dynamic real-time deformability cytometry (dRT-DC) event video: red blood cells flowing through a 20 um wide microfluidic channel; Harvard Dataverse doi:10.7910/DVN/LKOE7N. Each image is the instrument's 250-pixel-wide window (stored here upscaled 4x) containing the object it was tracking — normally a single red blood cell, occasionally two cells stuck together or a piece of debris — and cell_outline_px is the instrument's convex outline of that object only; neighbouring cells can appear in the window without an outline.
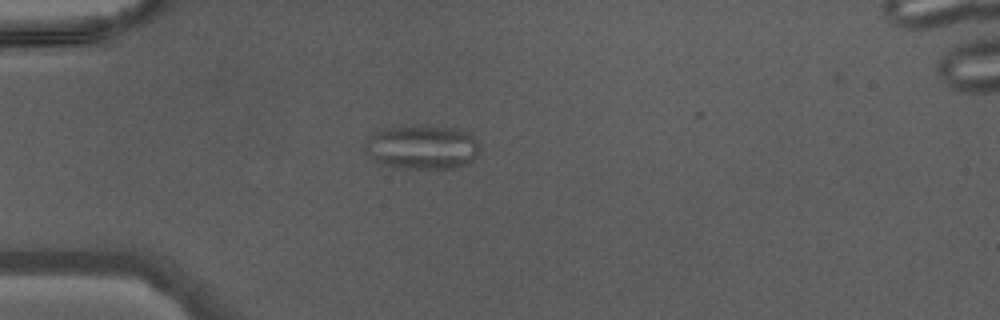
{"species": "Egyptian fruit bat (a non-hibernating species)", "species_latin": "Rousettus aegyptiacus", "temperature_condition": "warm", "stored_images_in_passage": 36, "camera_frame_rate_fps": 3000, "um_per_image_px": 0.085, "animal": {"sex": "male"}, "frame": {"image": 1, "passage_image": 4, "time_ms": 1.0, "image_size_px": [1000, 320], "cell_outline_px": [[476, 156], [472, 160], [456, 168], [408, 168], [384, 164], [372, 160], [364, 148], [364, 144], [376, 132], [384, 128], [424, 124], [456, 128], [468, 132], [476, 140]], "centroid_in_image_um": [35.86, 12.48], "position_along_channel_um": 49.1, "area_um2": 29.36}}
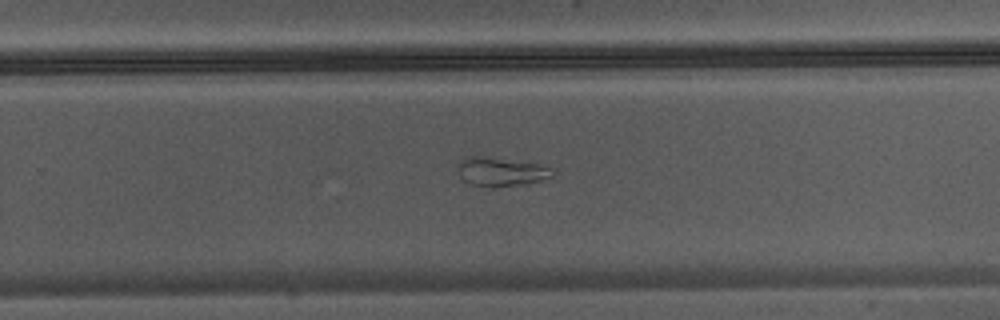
{"frame": {"image": 2, "passage_image": 21, "time_ms": 6.667, "image_size_px": [1000, 320], "cell_outline_px": [[556, 172], [552, 176], [540, 180], [520, 184], [492, 188], [468, 184], [456, 172], [456, 168], [468, 156], [480, 156], [540, 164], [552, 168]], "centroid_in_image_um": [42.56, 14.61], "position_along_channel_um": 287.2, "area_um2": 15.84}}
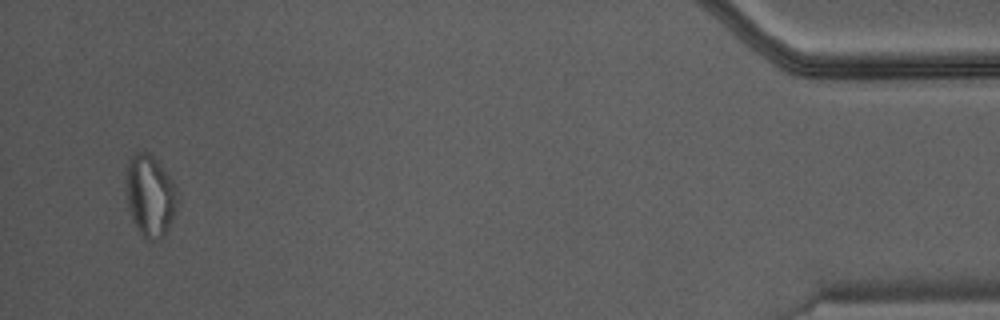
{"frame": {"image": 3, "passage_image": 35, "time_ms": 11.333, "image_size_px": [1000, 320], "cell_outline_px": [[176, 208], [172, 220], [164, 236], [152, 240], [148, 240], [140, 232], [132, 220], [124, 196], [124, 176], [128, 160], [136, 152], [148, 152], [156, 160], [172, 180], [176, 188]], "centroid_in_image_um": [12.69, 16.61], "position_along_channel_um": 422.5, "area_um2": 24.62}}